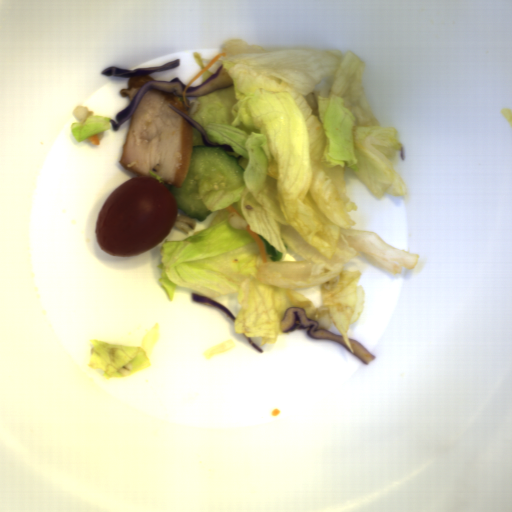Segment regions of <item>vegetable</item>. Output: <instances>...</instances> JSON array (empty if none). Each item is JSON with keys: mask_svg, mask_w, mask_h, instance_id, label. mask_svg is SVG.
I'll list each match as a JSON object with an SVG mask.
<instances>
[{"mask_svg": "<svg viewBox=\"0 0 512 512\" xmlns=\"http://www.w3.org/2000/svg\"><path fill=\"white\" fill-rule=\"evenodd\" d=\"M220 53L207 70L222 65L233 84L198 97L190 116L209 141L246 157L243 185L201 181L200 198L217 213L205 229L161 245L157 281L171 303L177 285L213 298L237 291L234 330L260 345L286 333L280 322L293 306L317 329L335 325L354 353L348 332L365 308L359 283L368 268L357 256L397 275L420 258L352 228L349 215L359 207L347 195L346 166L379 200L409 199L395 169L407 158L398 130L373 113L366 61L353 51H268L236 38Z\"/></svg>", "mask_w": 512, "mask_h": 512, "instance_id": "1", "label": "vegetable"}, {"mask_svg": "<svg viewBox=\"0 0 512 512\" xmlns=\"http://www.w3.org/2000/svg\"><path fill=\"white\" fill-rule=\"evenodd\" d=\"M160 326L153 325L140 339L139 346L122 345L97 340L91 344L88 367L101 370L107 380L111 377H129L152 365L151 357L159 339Z\"/></svg>", "mask_w": 512, "mask_h": 512, "instance_id": "2", "label": "vegetable"}, {"mask_svg": "<svg viewBox=\"0 0 512 512\" xmlns=\"http://www.w3.org/2000/svg\"><path fill=\"white\" fill-rule=\"evenodd\" d=\"M111 118L102 115H89L83 122H71L70 131L79 143L91 136L108 131Z\"/></svg>", "mask_w": 512, "mask_h": 512, "instance_id": "3", "label": "vegetable"}, {"mask_svg": "<svg viewBox=\"0 0 512 512\" xmlns=\"http://www.w3.org/2000/svg\"><path fill=\"white\" fill-rule=\"evenodd\" d=\"M237 345L235 344V342L233 341V339H228V340H225L223 342H220L210 348H208L207 350H205L203 353L204 357L206 359H211L213 358L214 356L224 352V351H227V350H230V349H233L234 347H236Z\"/></svg>", "mask_w": 512, "mask_h": 512, "instance_id": "4", "label": "vegetable"}, {"mask_svg": "<svg viewBox=\"0 0 512 512\" xmlns=\"http://www.w3.org/2000/svg\"><path fill=\"white\" fill-rule=\"evenodd\" d=\"M192 58L194 59V61L197 63L201 70L206 66L203 56L199 52H192Z\"/></svg>", "mask_w": 512, "mask_h": 512, "instance_id": "5", "label": "vegetable"}, {"mask_svg": "<svg viewBox=\"0 0 512 512\" xmlns=\"http://www.w3.org/2000/svg\"><path fill=\"white\" fill-rule=\"evenodd\" d=\"M213 74H214V72L207 69L204 73L201 74V82L203 83L205 80H207Z\"/></svg>", "mask_w": 512, "mask_h": 512, "instance_id": "6", "label": "vegetable"}]
</instances>
